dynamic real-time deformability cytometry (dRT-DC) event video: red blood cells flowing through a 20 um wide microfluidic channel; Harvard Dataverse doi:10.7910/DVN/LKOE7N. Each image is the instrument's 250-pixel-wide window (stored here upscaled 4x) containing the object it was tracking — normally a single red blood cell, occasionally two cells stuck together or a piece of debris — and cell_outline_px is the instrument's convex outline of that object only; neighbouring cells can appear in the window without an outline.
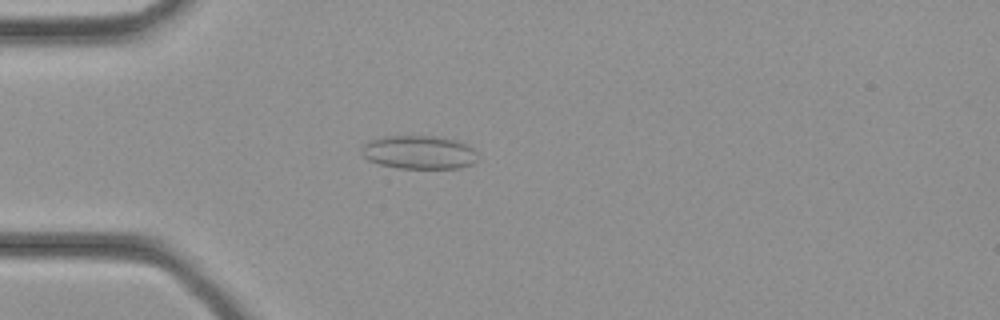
{"species": "common noctule bat (a hibernating species)", "species_latin": "Nyctalus noctula", "temperature_condition": "cold", "stored_images_in_passage": 31, "camera_frame_rate_fps": 3000, "um_per_image_px": 0.085, "animal": {"sex": "female", "body_mass_g": 21.9}, "frame": {"image": 1, "passage_image": 6, "time_ms": 1.667, "image_size_px": [1000, 320], "cell_outline_px": [[476, 160], [472, 164], [460, 168], [400, 168], [380, 164], [368, 160], [360, 152], [360, 148], [368, 140], [384, 136], [436, 136], [460, 140], [468, 144], [476, 152]], "centroid_in_image_um": [35.61, 12.93], "position_along_channel_um": 49.4, "area_um2": 22.89}}
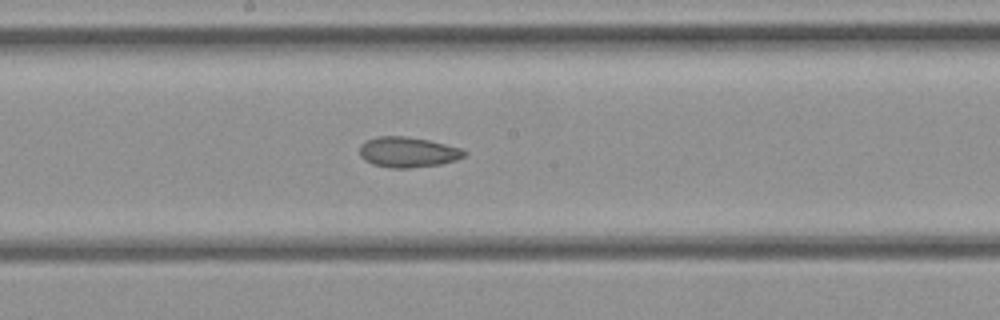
{"frame": {"image": 2, "passage_image": 15, "time_ms": 4.667, "image_size_px": [1000, 320], "cell_outline_px": [[468, 152], [464, 156], [456, 160], [440, 164], [408, 168], [388, 168], [372, 164], [364, 160], [360, 156], [360, 144], [364, 140], [376, 136], [404, 136], [428, 140], [460, 148]], "centroid_in_image_um": [34.62, 12.93], "position_along_channel_um": 213.6, "area_um2": 18.61}}
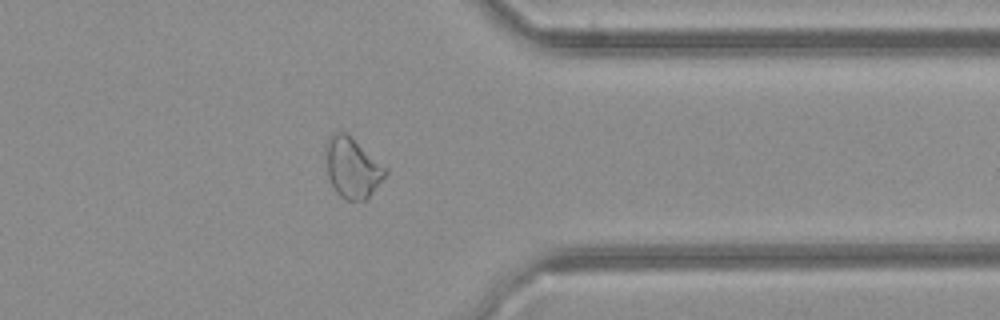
{"frame": {"image": 3, "passage_image": 24, "time_ms": 7.667, "image_size_px": [1000, 320], "cell_outline_px": [[388, 172], [368, 196], [364, 200], [348, 200], [340, 196], [336, 192], [328, 176], [324, 152], [324, 144], [332, 132], [344, 132], [352, 136], [388, 168]], "centroid_in_image_um": [29.92, 14.19], "position_along_channel_um": 381.5, "area_um2": 21.15}}